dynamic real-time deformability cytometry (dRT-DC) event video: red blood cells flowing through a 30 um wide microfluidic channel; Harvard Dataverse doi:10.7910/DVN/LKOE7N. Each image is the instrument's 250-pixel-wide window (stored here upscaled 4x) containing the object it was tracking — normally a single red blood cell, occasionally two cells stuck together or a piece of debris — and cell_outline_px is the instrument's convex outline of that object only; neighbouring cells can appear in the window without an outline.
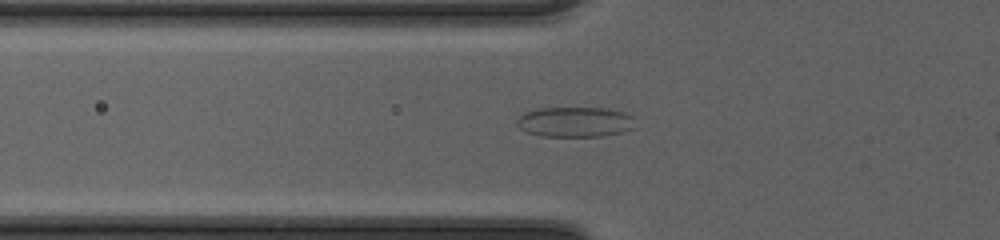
{"species": "common noctule bat (a hibernating species)", "species_latin": "Nyctalus noctula", "temperature_condition": "cold", "stored_images_in_passage": 47, "camera_frame_rate_fps": 3000, "um_per_image_px": 0.085, "animal": {"sex": "female", "body_mass_g": 20.0, "forearm_length_mm": 54.0}, "frame": {"image": 1, "passage_image": 19, "time_ms": 6.0, "image_size_px": [1000, 240], "cell_outline_px": [[636, 128], [620, 132], [600, 136], [540, 136], [528, 132], [520, 128], [516, 124], [516, 120], [524, 112], [540, 108], [600, 108], [620, 112], [632, 116]], "centroid_in_image_um": [48.84, 10.37], "position_along_channel_um": 77.0, "area_um2": 20.58}}
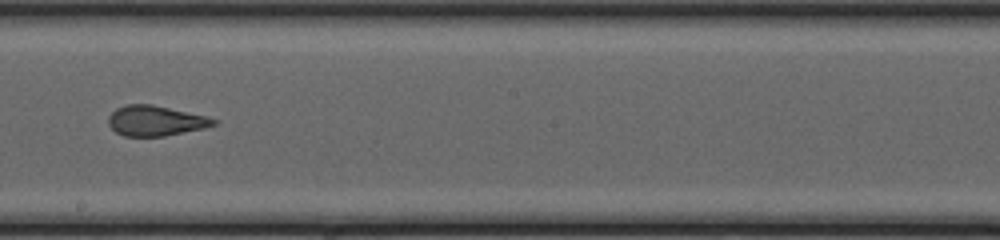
{"frame": {"image": 2, "passage_image": 30, "time_ms": 9.667, "image_size_px": [1000, 240], "cell_outline_px": [[220, 120], [216, 124], [204, 128], [164, 136], [124, 136], [116, 132], [108, 124], [108, 116], [116, 108], [128, 104], [152, 104], [204, 116]], "centroid_in_image_um": [13.2, 10.26], "position_along_channel_um": 235.0, "area_um2": 18.38}}
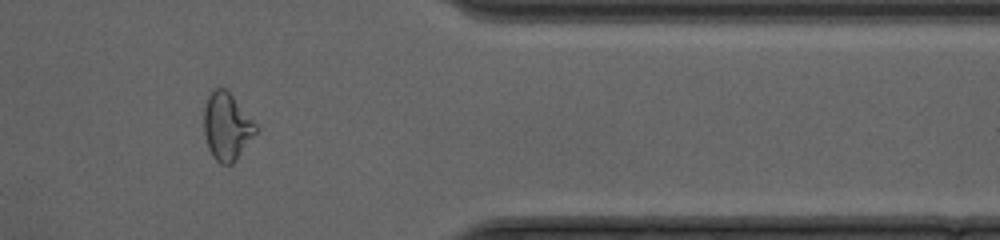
{"frame": {"image": 3, "passage_image": 42, "time_ms": 13.667, "image_size_px": [1000, 240], "cell_outline_px": [[256, 132], [232, 164], [220, 164], [212, 156], [208, 148], [204, 132], [204, 108], [208, 96], [216, 88], [224, 88], [232, 96], [256, 124]], "centroid_in_image_um": [19.24, 10.77], "position_along_channel_um": 392.2, "area_um2": 19.83}, "authors_computed_cell_mechanics": {"area_um2": 20.2878, "velocity_mm_per_s": 4.2899, "shape_relaxation_time_tau1_ms": null, "shape_relaxation_time_tau2_ms": 0.9327, "deformation_change_tau1": null, "deformation_change_tau2": 0.0726}}